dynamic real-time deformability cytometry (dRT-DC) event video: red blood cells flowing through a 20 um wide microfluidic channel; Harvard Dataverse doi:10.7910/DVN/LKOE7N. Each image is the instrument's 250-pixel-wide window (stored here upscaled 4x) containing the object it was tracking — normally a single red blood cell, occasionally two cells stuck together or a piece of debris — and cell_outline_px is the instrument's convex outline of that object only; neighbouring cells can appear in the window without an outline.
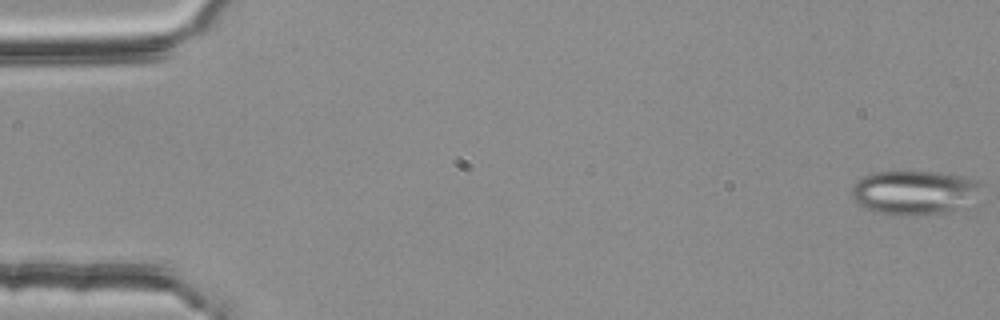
{"species": "common noctule bat (a hibernating species)", "species_latin": "Nyctalus noctula", "temperature_condition": "room temperature", "stored_images_in_passage": 55, "segment_of_instrument_passage": [1, 2], "camera_frame_rate_fps": 3000, "um_per_image_px": 0.085, "animal": {"sex": "female", "body_mass_g": 25.1}, "frame": {"image": 1, "passage_image": 1, "time_ms": 0.0, "image_size_px": [1000, 320], "cell_outline_px": [[984, 184], [968, 208], [952, 212], [916, 216], [908, 216], [872, 212], [864, 208], [852, 196], [852, 188], [856, 180], [872, 172], [940, 172], [964, 176], [976, 180]], "centroid_in_image_um": [77.79, 16.38], "position_along_channel_um": 7.2, "area_um2": 34.1}}